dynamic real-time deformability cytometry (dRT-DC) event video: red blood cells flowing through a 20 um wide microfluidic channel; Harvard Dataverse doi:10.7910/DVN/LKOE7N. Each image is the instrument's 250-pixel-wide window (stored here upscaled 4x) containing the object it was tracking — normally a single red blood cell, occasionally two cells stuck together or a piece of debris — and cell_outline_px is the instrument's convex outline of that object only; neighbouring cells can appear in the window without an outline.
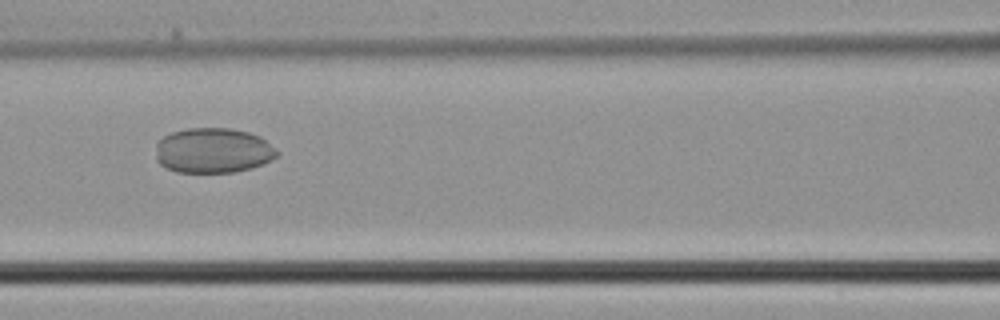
{"species": "common noctule bat (a hibernating species)", "species_latin": "Nyctalus noctula", "temperature_condition": "cold", "stored_images_in_passage": 5, "camera_frame_rate_fps": 3000, "um_per_image_px": 0.085, "animal": {"sex": "male", "body_mass_g": 21.5, "forearm_length_mm": 52.0}, "frame": {"image": 1, "passage_image": 5, "time_ms": 1.333, "image_size_px": [1000, 320], "cell_outline_px": [[280, 152], [272, 160], [252, 168], [232, 172], [176, 172], [160, 164], [156, 160], [156, 144], [164, 136], [172, 132], [188, 128], [228, 128], [248, 132], [260, 136], [276, 148]], "centroid_in_image_um": [18.13, 12.79], "position_along_channel_um": 148.5, "area_um2": 31.96}}